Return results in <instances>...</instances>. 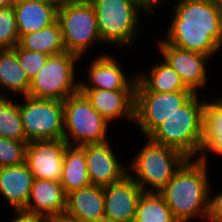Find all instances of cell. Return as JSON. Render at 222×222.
<instances>
[{
  "label": "cell",
  "instance_id": "cell-21",
  "mask_svg": "<svg viewBox=\"0 0 222 222\" xmlns=\"http://www.w3.org/2000/svg\"><path fill=\"white\" fill-rule=\"evenodd\" d=\"M13 7L19 37L39 31L57 20L58 6L54 3L17 0Z\"/></svg>",
  "mask_w": 222,
  "mask_h": 222
},
{
  "label": "cell",
  "instance_id": "cell-33",
  "mask_svg": "<svg viewBox=\"0 0 222 222\" xmlns=\"http://www.w3.org/2000/svg\"><path fill=\"white\" fill-rule=\"evenodd\" d=\"M135 2H137L141 7H143L147 13L149 14V16H153V12H155V10H157V8L160 5L165 4V2H167V0H134Z\"/></svg>",
  "mask_w": 222,
  "mask_h": 222
},
{
  "label": "cell",
  "instance_id": "cell-2",
  "mask_svg": "<svg viewBox=\"0 0 222 222\" xmlns=\"http://www.w3.org/2000/svg\"><path fill=\"white\" fill-rule=\"evenodd\" d=\"M208 166L197 158L187 159L158 192L178 222H190L197 217L207 221L213 188Z\"/></svg>",
  "mask_w": 222,
  "mask_h": 222
},
{
  "label": "cell",
  "instance_id": "cell-5",
  "mask_svg": "<svg viewBox=\"0 0 222 222\" xmlns=\"http://www.w3.org/2000/svg\"><path fill=\"white\" fill-rule=\"evenodd\" d=\"M91 4L105 46L129 47L131 50L142 33L143 24L139 15H149L147 11L134 0H93Z\"/></svg>",
  "mask_w": 222,
  "mask_h": 222
},
{
  "label": "cell",
  "instance_id": "cell-36",
  "mask_svg": "<svg viewBox=\"0 0 222 222\" xmlns=\"http://www.w3.org/2000/svg\"><path fill=\"white\" fill-rule=\"evenodd\" d=\"M72 2H75V0H50V3H54L57 6H61V5H64V4H69V3H72Z\"/></svg>",
  "mask_w": 222,
  "mask_h": 222
},
{
  "label": "cell",
  "instance_id": "cell-11",
  "mask_svg": "<svg viewBox=\"0 0 222 222\" xmlns=\"http://www.w3.org/2000/svg\"><path fill=\"white\" fill-rule=\"evenodd\" d=\"M157 42L161 58L178 73L184 85L194 93H201L199 90L206 87L208 83L207 65L211 58L198 52L172 46L163 39Z\"/></svg>",
  "mask_w": 222,
  "mask_h": 222
},
{
  "label": "cell",
  "instance_id": "cell-35",
  "mask_svg": "<svg viewBox=\"0 0 222 222\" xmlns=\"http://www.w3.org/2000/svg\"><path fill=\"white\" fill-rule=\"evenodd\" d=\"M17 0H0V9L13 5Z\"/></svg>",
  "mask_w": 222,
  "mask_h": 222
},
{
  "label": "cell",
  "instance_id": "cell-31",
  "mask_svg": "<svg viewBox=\"0 0 222 222\" xmlns=\"http://www.w3.org/2000/svg\"><path fill=\"white\" fill-rule=\"evenodd\" d=\"M212 194L211 189L207 222H222V191L213 196Z\"/></svg>",
  "mask_w": 222,
  "mask_h": 222
},
{
  "label": "cell",
  "instance_id": "cell-19",
  "mask_svg": "<svg viewBox=\"0 0 222 222\" xmlns=\"http://www.w3.org/2000/svg\"><path fill=\"white\" fill-rule=\"evenodd\" d=\"M65 215L80 222L105 217L103 187L91 184L68 193Z\"/></svg>",
  "mask_w": 222,
  "mask_h": 222
},
{
  "label": "cell",
  "instance_id": "cell-23",
  "mask_svg": "<svg viewBox=\"0 0 222 222\" xmlns=\"http://www.w3.org/2000/svg\"><path fill=\"white\" fill-rule=\"evenodd\" d=\"M60 184L66 194L91 185L84 145H67L63 156Z\"/></svg>",
  "mask_w": 222,
  "mask_h": 222
},
{
  "label": "cell",
  "instance_id": "cell-27",
  "mask_svg": "<svg viewBox=\"0 0 222 222\" xmlns=\"http://www.w3.org/2000/svg\"><path fill=\"white\" fill-rule=\"evenodd\" d=\"M4 97L0 101V137L9 140L28 142L21 120L19 102L16 99Z\"/></svg>",
  "mask_w": 222,
  "mask_h": 222
},
{
  "label": "cell",
  "instance_id": "cell-13",
  "mask_svg": "<svg viewBox=\"0 0 222 222\" xmlns=\"http://www.w3.org/2000/svg\"><path fill=\"white\" fill-rule=\"evenodd\" d=\"M64 139L31 141L26 145L25 163L34 179L60 182L63 156L67 146Z\"/></svg>",
  "mask_w": 222,
  "mask_h": 222
},
{
  "label": "cell",
  "instance_id": "cell-25",
  "mask_svg": "<svg viewBox=\"0 0 222 222\" xmlns=\"http://www.w3.org/2000/svg\"><path fill=\"white\" fill-rule=\"evenodd\" d=\"M18 46L24 50L42 52L50 56L66 52L58 20L39 31L21 35Z\"/></svg>",
  "mask_w": 222,
  "mask_h": 222
},
{
  "label": "cell",
  "instance_id": "cell-15",
  "mask_svg": "<svg viewBox=\"0 0 222 222\" xmlns=\"http://www.w3.org/2000/svg\"><path fill=\"white\" fill-rule=\"evenodd\" d=\"M142 193L141 187L129 175L119 182L104 186L105 217L115 222H134Z\"/></svg>",
  "mask_w": 222,
  "mask_h": 222
},
{
  "label": "cell",
  "instance_id": "cell-32",
  "mask_svg": "<svg viewBox=\"0 0 222 222\" xmlns=\"http://www.w3.org/2000/svg\"><path fill=\"white\" fill-rule=\"evenodd\" d=\"M12 218L8 222H43L40 217L34 216L31 213H27L23 210L14 211Z\"/></svg>",
  "mask_w": 222,
  "mask_h": 222
},
{
  "label": "cell",
  "instance_id": "cell-30",
  "mask_svg": "<svg viewBox=\"0 0 222 222\" xmlns=\"http://www.w3.org/2000/svg\"><path fill=\"white\" fill-rule=\"evenodd\" d=\"M15 52L20 66L30 81L39 73L50 57V55L42 52L21 49L18 45L15 47Z\"/></svg>",
  "mask_w": 222,
  "mask_h": 222
},
{
  "label": "cell",
  "instance_id": "cell-12",
  "mask_svg": "<svg viewBox=\"0 0 222 222\" xmlns=\"http://www.w3.org/2000/svg\"><path fill=\"white\" fill-rule=\"evenodd\" d=\"M100 54V55H99ZM87 66V79H79V89L135 90L137 77L124 73L123 64L114 54L99 53ZM86 81V82H85Z\"/></svg>",
  "mask_w": 222,
  "mask_h": 222
},
{
  "label": "cell",
  "instance_id": "cell-4",
  "mask_svg": "<svg viewBox=\"0 0 222 222\" xmlns=\"http://www.w3.org/2000/svg\"><path fill=\"white\" fill-rule=\"evenodd\" d=\"M145 143L128 165V175L143 192H159L172 179L188 159L176 149L153 142L145 137Z\"/></svg>",
  "mask_w": 222,
  "mask_h": 222
},
{
  "label": "cell",
  "instance_id": "cell-6",
  "mask_svg": "<svg viewBox=\"0 0 222 222\" xmlns=\"http://www.w3.org/2000/svg\"><path fill=\"white\" fill-rule=\"evenodd\" d=\"M64 135L68 145L83 146L109 140L108 123L78 91L63 101Z\"/></svg>",
  "mask_w": 222,
  "mask_h": 222
},
{
  "label": "cell",
  "instance_id": "cell-28",
  "mask_svg": "<svg viewBox=\"0 0 222 222\" xmlns=\"http://www.w3.org/2000/svg\"><path fill=\"white\" fill-rule=\"evenodd\" d=\"M19 42L13 5L0 9V49H14Z\"/></svg>",
  "mask_w": 222,
  "mask_h": 222
},
{
  "label": "cell",
  "instance_id": "cell-41",
  "mask_svg": "<svg viewBox=\"0 0 222 222\" xmlns=\"http://www.w3.org/2000/svg\"><path fill=\"white\" fill-rule=\"evenodd\" d=\"M5 96H3L1 93H0V101L4 98Z\"/></svg>",
  "mask_w": 222,
  "mask_h": 222
},
{
  "label": "cell",
  "instance_id": "cell-16",
  "mask_svg": "<svg viewBox=\"0 0 222 222\" xmlns=\"http://www.w3.org/2000/svg\"><path fill=\"white\" fill-rule=\"evenodd\" d=\"M92 107L108 122L121 118L134 123L135 90L79 89Z\"/></svg>",
  "mask_w": 222,
  "mask_h": 222
},
{
  "label": "cell",
  "instance_id": "cell-40",
  "mask_svg": "<svg viewBox=\"0 0 222 222\" xmlns=\"http://www.w3.org/2000/svg\"><path fill=\"white\" fill-rule=\"evenodd\" d=\"M76 2H92L93 0H75Z\"/></svg>",
  "mask_w": 222,
  "mask_h": 222
},
{
  "label": "cell",
  "instance_id": "cell-24",
  "mask_svg": "<svg viewBox=\"0 0 222 222\" xmlns=\"http://www.w3.org/2000/svg\"><path fill=\"white\" fill-rule=\"evenodd\" d=\"M31 81L20 66L14 49H0V93L7 97L10 91L18 96H27ZM6 90V91H5Z\"/></svg>",
  "mask_w": 222,
  "mask_h": 222
},
{
  "label": "cell",
  "instance_id": "cell-26",
  "mask_svg": "<svg viewBox=\"0 0 222 222\" xmlns=\"http://www.w3.org/2000/svg\"><path fill=\"white\" fill-rule=\"evenodd\" d=\"M134 222H178L164 198L157 192H143L140 196Z\"/></svg>",
  "mask_w": 222,
  "mask_h": 222
},
{
  "label": "cell",
  "instance_id": "cell-3",
  "mask_svg": "<svg viewBox=\"0 0 222 222\" xmlns=\"http://www.w3.org/2000/svg\"><path fill=\"white\" fill-rule=\"evenodd\" d=\"M195 93L183 106L163 121L148 137L181 152L188 159L200 154L204 100ZM201 101V102H200Z\"/></svg>",
  "mask_w": 222,
  "mask_h": 222
},
{
  "label": "cell",
  "instance_id": "cell-8",
  "mask_svg": "<svg viewBox=\"0 0 222 222\" xmlns=\"http://www.w3.org/2000/svg\"><path fill=\"white\" fill-rule=\"evenodd\" d=\"M80 60V57L67 51L50 56L44 67L31 80L28 96L64 101L76 94L80 81H77L75 68Z\"/></svg>",
  "mask_w": 222,
  "mask_h": 222
},
{
  "label": "cell",
  "instance_id": "cell-10",
  "mask_svg": "<svg viewBox=\"0 0 222 222\" xmlns=\"http://www.w3.org/2000/svg\"><path fill=\"white\" fill-rule=\"evenodd\" d=\"M194 94L193 91L135 92L134 123L148 137Z\"/></svg>",
  "mask_w": 222,
  "mask_h": 222
},
{
  "label": "cell",
  "instance_id": "cell-9",
  "mask_svg": "<svg viewBox=\"0 0 222 222\" xmlns=\"http://www.w3.org/2000/svg\"><path fill=\"white\" fill-rule=\"evenodd\" d=\"M19 110L28 142L63 139V101L23 96Z\"/></svg>",
  "mask_w": 222,
  "mask_h": 222
},
{
  "label": "cell",
  "instance_id": "cell-34",
  "mask_svg": "<svg viewBox=\"0 0 222 222\" xmlns=\"http://www.w3.org/2000/svg\"><path fill=\"white\" fill-rule=\"evenodd\" d=\"M44 222H80V221L70 218L66 215H60V216H52L46 218Z\"/></svg>",
  "mask_w": 222,
  "mask_h": 222
},
{
  "label": "cell",
  "instance_id": "cell-18",
  "mask_svg": "<svg viewBox=\"0 0 222 222\" xmlns=\"http://www.w3.org/2000/svg\"><path fill=\"white\" fill-rule=\"evenodd\" d=\"M33 180L26 163L0 167V196L11 205L13 211L26 208Z\"/></svg>",
  "mask_w": 222,
  "mask_h": 222
},
{
  "label": "cell",
  "instance_id": "cell-17",
  "mask_svg": "<svg viewBox=\"0 0 222 222\" xmlns=\"http://www.w3.org/2000/svg\"><path fill=\"white\" fill-rule=\"evenodd\" d=\"M67 194L60 182L34 179L26 208L23 210L43 221L52 216L65 215Z\"/></svg>",
  "mask_w": 222,
  "mask_h": 222
},
{
  "label": "cell",
  "instance_id": "cell-37",
  "mask_svg": "<svg viewBox=\"0 0 222 222\" xmlns=\"http://www.w3.org/2000/svg\"><path fill=\"white\" fill-rule=\"evenodd\" d=\"M88 222H115V221H113V220H111L110 218H107V217H102V218H98V219L91 220V221H88Z\"/></svg>",
  "mask_w": 222,
  "mask_h": 222
},
{
  "label": "cell",
  "instance_id": "cell-22",
  "mask_svg": "<svg viewBox=\"0 0 222 222\" xmlns=\"http://www.w3.org/2000/svg\"><path fill=\"white\" fill-rule=\"evenodd\" d=\"M161 60L153 64L150 71L136 72L137 83L135 92L192 91L184 85L178 73L163 59Z\"/></svg>",
  "mask_w": 222,
  "mask_h": 222
},
{
  "label": "cell",
  "instance_id": "cell-1",
  "mask_svg": "<svg viewBox=\"0 0 222 222\" xmlns=\"http://www.w3.org/2000/svg\"><path fill=\"white\" fill-rule=\"evenodd\" d=\"M162 39L175 47L214 58L222 49V9L212 0H177Z\"/></svg>",
  "mask_w": 222,
  "mask_h": 222
},
{
  "label": "cell",
  "instance_id": "cell-14",
  "mask_svg": "<svg viewBox=\"0 0 222 222\" xmlns=\"http://www.w3.org/2000/svg\"><path fill=\"white\" fill-rule=\"evenodd\" d=\"M84 151L92 185L108 186L128 175V165L119 161L121 157L114 152L116 150L113 149L111 142L87 144L84 145Z\"/></svg>",
  "mask_w": 222,
  "mask_h": 222
},
{
  "label": "cell",
  "instance_id": "cell-29",
  "mask_svg": "<svg viewBox=\"0 0 222 222\" xmlns=\"http://www.w3.org/2000/svg\"><path fill=\"white\" fill-rule=\"evenodd\" d=\"M27 143L0 137V167L16 166L25 163Z\"/></svg>",
  "mask_w": 222,
  "mask_h": 222
},
{
  "label": "cell",
  "instance_id": "cell-38",
  "mask_svg": "<svg viewBox=\"0 0 222 222\" xmlns=\"http://www.w3.org/2000/svg\"><path fill=\"white\" fill-rule=\"evenodd\" d=\"M222 9V0H212Z\"/></svg>",
  "mask_w": 222,
  "mask_h": 222
},
{
  "label": "cell",
  "instance_id": "cell-7",
  "mask_svg": "<svg viewBox=\"0 0 222 222\" xmlns=\"http://www.w3.org/2000/svg\"><path fill=\"white\" fill-rule=\"evenodd\" d=\"M57 20L67 52L84 59L94 43L103 44L91 2H72L58 6ZM87 51V52H86Z\"/></svg>",
  "mask_w": 222,
  "mask_h": 222
},
{
  "label": "cell",
  "instance_id": "cell-39",
  "mask_svg": "<svg viewBox=\"0 0 222 222\" xmlns=\"http://www.w3.org/2000/svg\"><path fill=\"white\" fill-rule=\"evenodd\" d=\"M31 1H36V2H41V3L50 2V0H31Z\"/></svg>",
  "mask_w": 222,
  "mask_h": 222
},
{
  "label": "cell",
  "instance_id": "cell-20",
  "mask_svg": "<svg viewBox=\"0 0 222 222\" xmlns=\"http://www.w3.org/2000/svg\"><path fill=\"white\" fill-rule=\"evenodd\" d=\"M207 99L204 100L202 138L197 159L208 165L207 153L222 156V99L220 96L214 97L213 101Z\"/></svg>",
  "mask_w": 222,
  "mask_h": 222
}]
</instances>
